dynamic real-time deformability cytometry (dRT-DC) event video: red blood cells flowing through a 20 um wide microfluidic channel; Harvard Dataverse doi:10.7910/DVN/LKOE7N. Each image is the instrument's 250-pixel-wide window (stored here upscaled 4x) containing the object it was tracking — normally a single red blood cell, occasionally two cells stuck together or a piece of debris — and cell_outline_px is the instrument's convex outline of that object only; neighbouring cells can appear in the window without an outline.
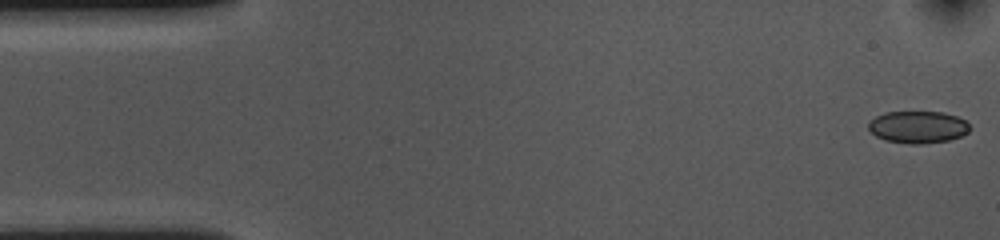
{"species": "common noctule bat (a hibernating species)", "species_latin": "Nyctalus noctula", "temperature_condition": "cold", "stored_images_in_passage": 54, "camera_frame_rate_fps": 3000, "um_per_image_px": 0.085, "animal": {"sex": "female", "body_mass_g": 10.0, "forearm_length_mm": 53.1}, "frame": {"image": 1, "passage_image": 1, "time_ms": 0.0, "image_size_px": [1000, 240], "cell_outline_px": [[972, 128], [968, 132], [960, 136], [948, 140], [924, 144], [912, 144], [884, 140], [876, 136], [868, 128], [868, 124], [876, 116], [884, 112], [944, 112], [956, 116], [964, 120]], "centroid_in_image_um": [78.03, 10.8], "position_along_channel_um": 7.0, "area_um2": 18.96}}
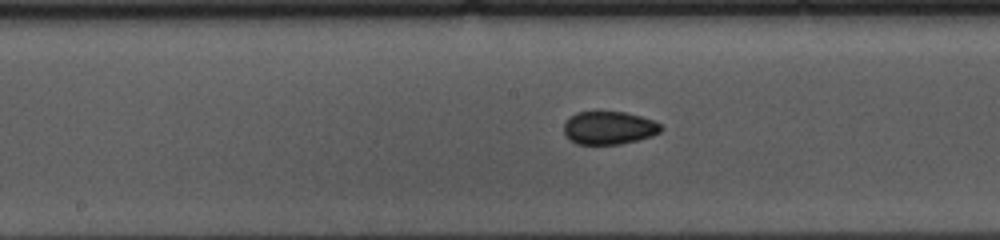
{"frame": {"image": 2, "passage_image": 26, "time_ms": 8.333, "image_size_px": [1000, 240], "cell_outline_px": [[664, 128], [660, 132], [652, 136], [620, 144], [576, 144], [568, 140], [564, 132], [564, 124], [576, 112], [596, 108], [624, 112], [656, 120]], "centroid_in_image_um": [51.75, 10.82], "position_along_channel_um": 196.5, "area_um2": 19.42}}
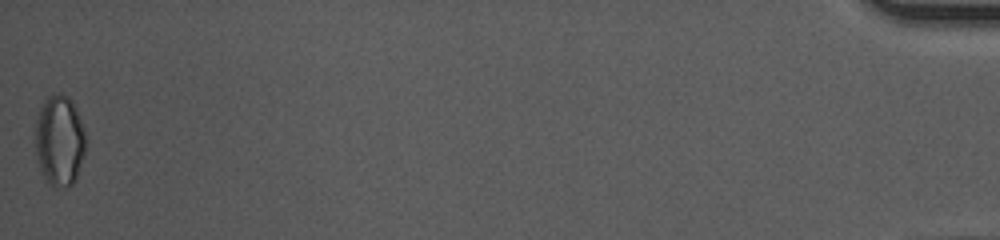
{"frame": {"image": 3, "passage_image": 54, "time_ms": 17.667, "image_size_px": [1000, 240], "cell_outline_px": [[84, 152], [76, 176], [72, 184], [68, 188], [48, 184], [36, 160], [36, 120], [40, 108], [48, 96], [60, 92], [68, 96], [72, 100], [76, 108], [84, 132]], "centroid_in_image_um": [5.04, 11.93], "position_along_channel_um": 430.2, "area_um2": 26.3}, "authors_computed_cell_mechanics": {"area_um2": 19.363, "velocity_mm_per_s": 3.6142, "shape_relaxation_time_tau1_ms": 2.9389, "shape_relaxation_time_tau2_ms": 2.9646, "deformation_change_tau1": 0.0753, "deformation_change_tau2": 0.0516}}